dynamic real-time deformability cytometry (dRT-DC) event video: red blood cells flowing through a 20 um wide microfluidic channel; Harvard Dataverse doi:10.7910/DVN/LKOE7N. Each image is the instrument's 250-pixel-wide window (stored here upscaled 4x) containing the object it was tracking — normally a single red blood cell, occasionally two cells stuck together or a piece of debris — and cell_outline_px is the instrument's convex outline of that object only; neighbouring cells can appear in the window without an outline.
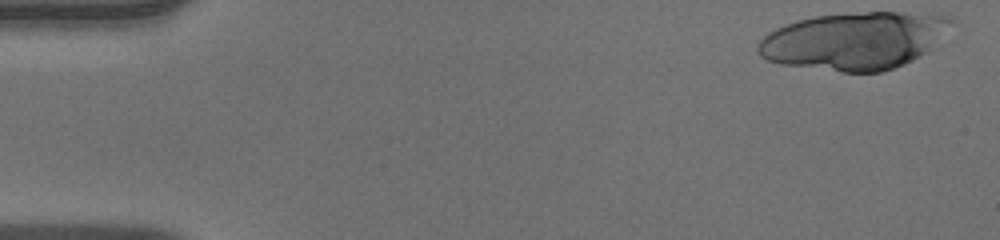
{"species": "human", "species_latin": "Homo sapiens", "temperature_condition": "warm", "stored_images_in_passage": 51, "camera_frame_rate_fps": 3000, "um_per_image_px": 0.085, "donor": {"sex": "male"}, "frame": {"image": 1, "passage_image": 1, "time_ms": 0.0, "image_size_px": [1000, 240], "cell_outline_px": [[956, 20], [932, 48], [912, 60], [904, 64], [880, 72], [844, 72], [780, 64], [768, 60], [760, 56], [756, 52], [756, 44], [768, 32], [776, 28], [800, 20], [816, 16], [868, 12], [900, 12], [952, 16]], "centroid_in_image_um": [72.62, 3.46], "position_along_channel_um": 12.4, "area_um2": 64.45}}
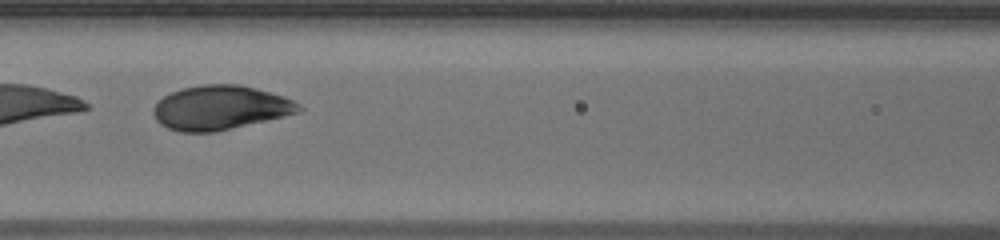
{"frame": {"image": 2, "passage_image": 22, "time_ms": 7.0, "image_size_px": [1000, 240], "cell_outline_px": [[304, 108], [300, 112], [284, 116], [216, 132], [180, 132], [168, 128], [160, 124], [156, 120], [152, 112], [152, 108], [164, 96], [180, 88], [200, 84], [240, 84], [256, 88], [284, 96], [300, 104]], "centroid_in_image_um": [18.72, 9.15], "position_along_channel_um": 147.9, "area_um2": 37.69}}
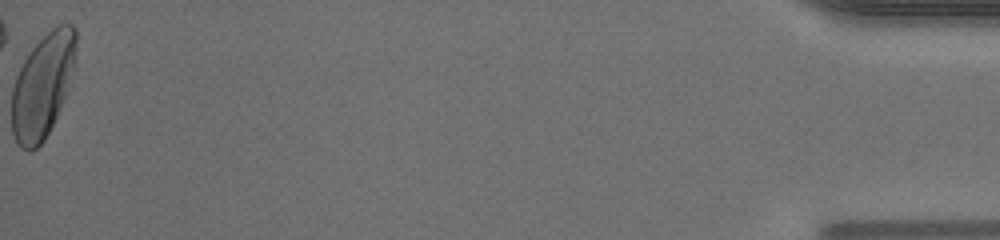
{"frame": {"image": 3, "passage_image": 51, "time_ms": 16.667, "image_size_px": [1000, 240], "cell_outline_px": [[76, 68], [68, 92], [44, 140], [36, 148], [28, 152], [20, 148], [16, 144], [12, 132], [12, 88], [16, 76], [28, 52], [56, 24], [72, 24], [76, 28]], "centroid_in_image_um": [3.65, 7.28], "position_along_channel_um": 431.5, "area_um2": 39.48}, "authors_computed_cell_mechanics": {"area_um2": 38.437, "velocity_mm_per_s": 3.9671, "shape_relaxation_time_tau1_ms": 2.6732, "shape_relaxation_time_tau2_ms": null, "deformation_change_tau1": 0.1631, "deformation_change_tau2": null}}